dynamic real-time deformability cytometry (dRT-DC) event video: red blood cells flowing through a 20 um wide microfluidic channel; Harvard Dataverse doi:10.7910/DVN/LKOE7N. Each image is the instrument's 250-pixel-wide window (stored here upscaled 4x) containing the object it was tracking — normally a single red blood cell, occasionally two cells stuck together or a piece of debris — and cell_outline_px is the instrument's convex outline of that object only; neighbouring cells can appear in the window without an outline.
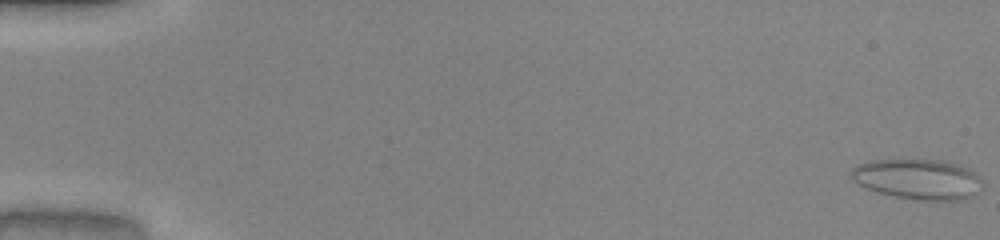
{"species": "common noctule bat (a hibernating species)", "species_latin": "Nyctalus noctula", "temperature_condition": "warm", "stored_images_in_passage": 16, "camera_frame_rate_fps": 3000, "um_per_image_px": 0.085, "animal": {"sex": "male", "body_mass_g": 20.0, "forearm_length_mm": 53.3}, "frame": {"image": 1, "passage_image": 1, "time_ms": 0.0, "image_size_px": [1000, 240], "cell_outline_px": [[980, 180], [968, 196], [956, 200], [920, 200], [896, 196], [880, 192], [868, 188], [852, 180], [852, 168], [860, 164], [872, 160], [940, 160], [956, 164], [968, 168]], "centroid_in_image_um": [77.92, 15.21], "position_along_channel_um": 7.1, "area_um2": 29.54}}